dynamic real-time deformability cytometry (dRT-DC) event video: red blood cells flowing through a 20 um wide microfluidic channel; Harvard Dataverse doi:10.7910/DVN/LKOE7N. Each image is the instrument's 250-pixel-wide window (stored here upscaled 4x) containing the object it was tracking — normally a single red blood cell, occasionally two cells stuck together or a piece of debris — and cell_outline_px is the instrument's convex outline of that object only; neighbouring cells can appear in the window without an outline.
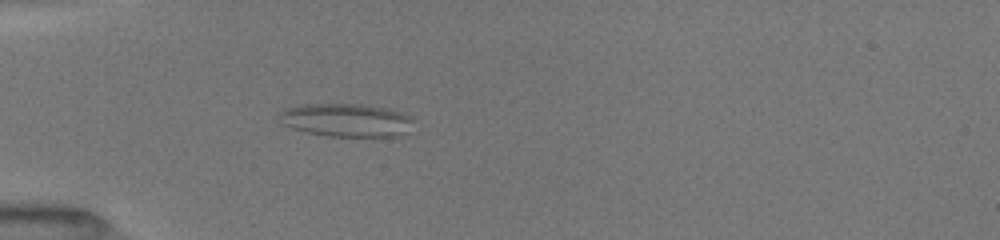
{"species": "common noctule bat (a hibernating species)", "species_latin": "Nyctalus noctula", "temperature_condition": "room temperature", "stored_images_in_passage": 59, "camera_frame_rate_fps": 3000, "um_per_image_px": 0.085, "animal": {"sex": "female", "body_mass_g": 19.5, "forearm_length_mm": 54.1}, "frame": {"image": 1, "passage_image": 11, "time_ms": 4.667, "image_size_px": [1000, 240], "cell_outline_px": [[408, 120], [400, 132], [392, 136], [328, 136], [308, 132], [284, 124], [280, 112], [288, 108], [304, 104], [368, 104], [384, 108], [408, 116]], "centroid_in_image_um": [29.3, 10.19], "position_along_channel_um": 55.7, "area_um2": 24.51}}
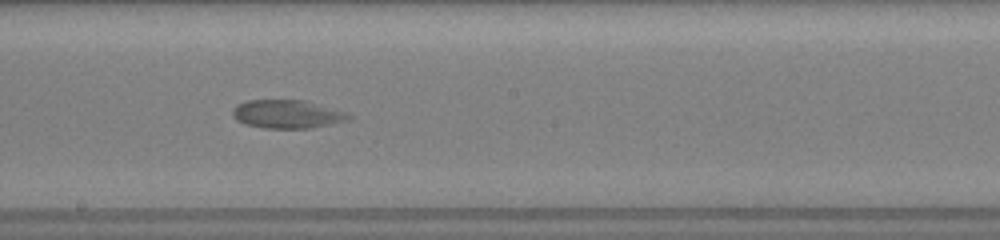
{"frame": {"image": 2, "passage_image": 30, "time_ms": 9.333, "image_size_px": [1000, 240], "cell_outline_px": [[352, 116], [344, 120], [312, 128], [264, 128], [244, 124], [236, 120], [232, 116], [232, 108], [236, 104], [248, 100], [304, 100]], "centroid_in_image_um": [24.24, 9.7], "position_along_channel_um": 224.0, "area_um2": 18.73}}
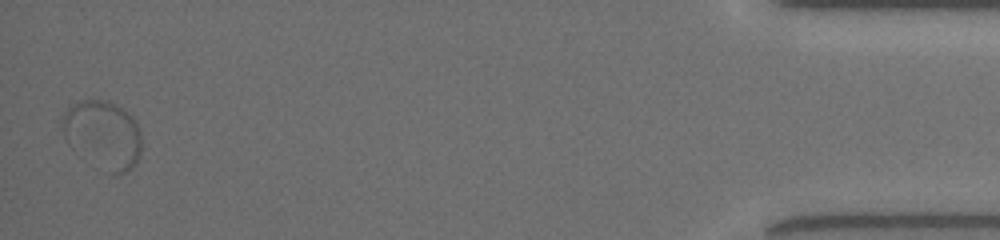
{"frame": {"image": 3, "passage_image": 59, "time_ms": 16.667, "image_size_px": [1000, 240], "cell_outline_px": [[140, 156], [136, 164], [128, 172], [116, 176], [112, 176], [72, 148], [68, 144], [64, 136], [64, 116], [68, 108], [72, 104], [84, 100], [108, 100], [124, 108], [136, 120], [140, 128]], "centroid_in_image_um": [8.81, 11.47], "position_along_channel_um": 426.4, "area_um2": 31.62}}